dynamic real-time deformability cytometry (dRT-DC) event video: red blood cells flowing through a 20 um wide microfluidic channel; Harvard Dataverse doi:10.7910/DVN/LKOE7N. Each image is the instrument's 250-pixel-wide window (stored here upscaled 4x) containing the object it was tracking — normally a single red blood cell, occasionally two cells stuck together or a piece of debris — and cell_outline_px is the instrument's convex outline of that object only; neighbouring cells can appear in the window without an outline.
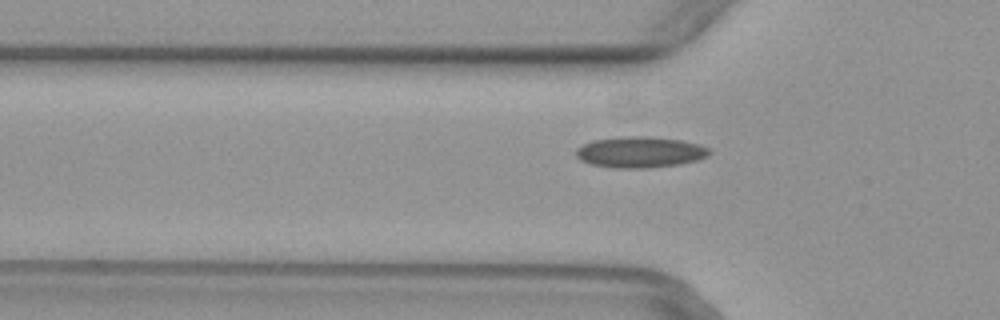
{"species": "common noctule bat (a hibernating species)", "species_latin": "Nyctalus noctula", "temperature_condition": "warm", "stored_images_in_passage": 39, "camera_frame_rate_fps": 3000, "um_per_image_px": 0.085, "animal": {"sex": "female", "body_mass_g": 29.2, "forearm_length_mm": 56.3}, "frame": {"image": 1, "passage_image": 4, "time_ms": 1.0, "image_size_px": [1000, 320], "cell_outline_px": [[712, 152], [696, 160], [680, 164], [644, 168], [616, 168], [592, 164], [580, 160], [576, 156], [576, 148], [592, 140], [620, 136], [648, 136], [680, 140], [700, 144], [708, 148]], "centroid_in_image_um": [54.37, 12.92], "position_along_channel_um": 71.4, "area_um2": 24.04}}
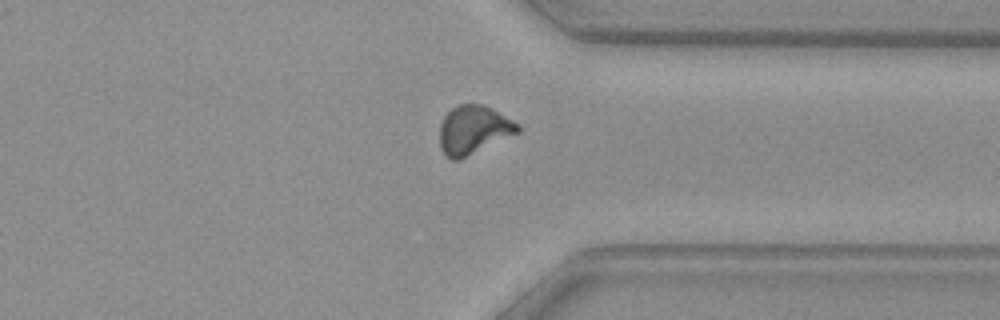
{"frame": {"image": 2, "passage_image": 26, "time_ms": 8.333, "image_size_px": [1000, 320], "cell_outline_px": [[520, 132], [460, 160], [452, 160], [444, 156], [440, 148], [440, 124], [444, 116], [452, 108], [460, 104], [484, 104], [520, 124]], "centroid_in_image_um": [40.24, 11.06], "position_along_channel_um": 371.2, "area_um2": 22.31}}
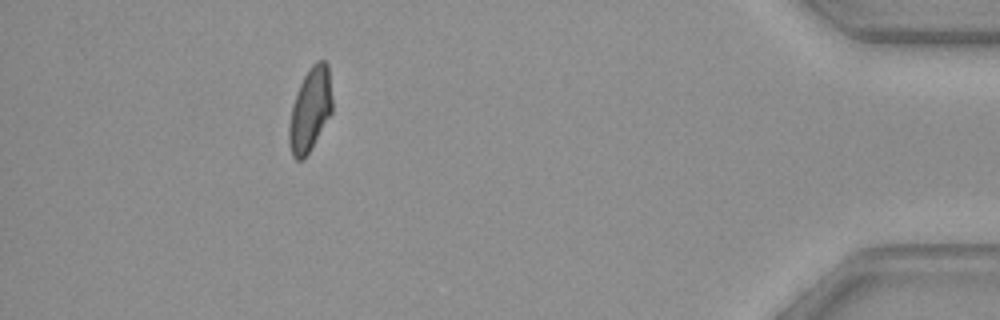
{"frame": {"image": 3, "passage_image": 33, "time_ms": 10.667, "image_size_px": [1000, 320], "cell_outline_px": [[332, 112], [304, 160], [296, 160], [292, 156], [288, 140], [288, 128], [292, 104], [296, 92], [304, 76], [312, 64], [316, 60], [324, 60], [328, 64], [332, 100]], "centroid_in_image_um": [26.34, 9.32], "position_along_channel_um": 408.9, "area_um2": 21.1}}